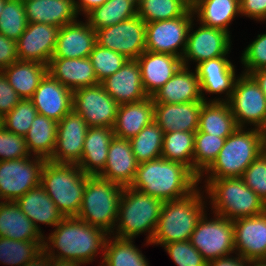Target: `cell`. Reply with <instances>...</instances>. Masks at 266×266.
Here are the masks:
<instances>
[{"instance_id": "obj_45", "label": "cell", "mask_w": 266, "mask_h": 266, "mask_svg": "<svg viewBox=\"0 0 266 266\" xmlns=\"http://www.w3.org/2000/svg\"><path fill=\"white\" fill-rule=\"evenodd\" d=\"M99 83L117 72L129 59L96 44L89 56Z\"/></svg>"}, {"instance_id": "obj_46", "label": "cell", "mask_w": 266, "mask_h": 266, "mask_svg": "<svg viewBox=\"0 0 266 266\" xmlns=\"http://www.w3.org/2000/svg\"><path fill=\"white\" fill-rule=\"evenodd\" d=\"M37 114L38 112L30 99H21L17 105L3 117V127L16 135L25 137Z\"/></svg>"}, {"instance_id": "obj_30", "label": "cell", "mask_w": 266, "mask_h": 266, "mask_svg": "<svg viewBox=\"0 0 266 266\" xmlns=\"http://www.w3.org/2000/svg\"><path fill=\"white\" fill-rule=\"evenodd\" d=\"M154 121V101L152 97L144 100L119 105L114 136L130 139L136 136L145 126Z\"/></svg>"}, {"instance_id": "obj_13", "label": "cell", "mask_w": 266, "mask_h": 266, "mask_svg": "<svg viewBox=\"0 0 266 266\" xmlns=\"http://www.w3.org/2000/svg\"><path fill=\"white\" fill-rule=\"evenodd\" d=\"M190 7L182 16L146 23V50L154 53L172 54L182 59L186 45L192 15ZM183 47L178 52V47Z\"/></svg>"}, {"instance_id": "obj_41", "label": "cell", "mask_w": 266, "mask_h": 266, "mask_svg": "<svg viewBox=\"0 0 266 266\" xmlns=\"http://www.w3.org/2000/svg\"><path fill=\"white\" fill-rule=\"evenodd\" d=\"M138 15L146 22L182 16L191 4L187 0H137Z\"/></svg>"}, {"instance_id": "obj_27", "label": "cell", "mask_w": 266, "mask_h": 266, "mask_svg": "<svg viewBox=\"0 0 266 266\" xmlns=\"http://www.w3.org/2000/svg\"><path fill=\"white\" fill-rule=\"evenodd\" d=\"M28 23H45L59 28L76 21L74 0H23Z\"/></svg>"}, {"instance_id": "obj_21", "label": "cell", "mask_w": 266, "mask_h": 266, "mask_svg": "<svg viewBox=\"0 0 266 266\" xmlns=\"http://www.w3.org/2000/svg\"><path fill=\"white\" fill-rule=\"evenodd\" d=\"M145 93L152 97L182 66V59L172 54L145 50L137 59Z\"/></svg>"}, {"instance_id": "obj_51", "label": "cell", "mask_w": 266, "mask_h": 266, "mask_svg": "<svg viewBox=\"0 0 266 266\" xmlns=\"http://www.w3.org/2000/svg\"><path fill=\"white\" fill-rule=\"evenodd\" d=\"M22 98L9 84L7 78L0 71V115L4 117Z\"/></svg>"}, {"instance_id": "obj_31", "label": "cell", "mask_w": 266, "mask_h": 266, "mask_svg": "<svg viewBox=\"0 0 266 266\" xmlns=\"http://www.w3.org/2000/svg\"><path fill=\"white\" fill-rule=\"evenodd\" d=\"M0 237L18 241H44L41 231L22 212L16 201L0 202Z\"/></svg>"}, {"instance_id": "obj_57", "label": "cell", "mask_w": 266, "mask_h": 266, "mask_svg": "<svg viewBox=\"0 0 266 266\" xmlns=\"http://www.w3.org/2000/svg\"><path fill=\"white\" fill-rule=\"evenodd\" d=\"M250 75L259 84L261 90L266 96V68L256 69L255 71L251 72Z\"/></svg>"}, {"instance_id": "obj_54", "label": "cell", "mask_w": 266, "mask_h": 266, "mask_svg": "<svg viewBox=\"0 0 266 266\" xmlns=\"http://www.w3.org/2000/svg\"><path fill=\"white\" fill-rule=\"evenodd\" d=\"M251 265V261L245 260L242 257H223L220 259H215V260H211L208 261L206 266H246L245 264H249Z\"/></svg>"}, {"instance_id": "obj_60", "label": "cell", "mask_w": 266, "mask_h": 266, "mask_svg": "<svg viewBox=\"0 0 266 266\" xmlns=\"http://www.w3.org/2000/svg\"><path fill=\"white\" fill-rule=\"evenodd\" d=\"M262 152L266 156V137H262Z\"/></svg>"}, {"instance_id": "obj_4", "label": "cell", "mask_w": 266, "mask_h": 266, "mask_svg": "<svg viewBox=\"0 0 266 266\" xmlns=\"http://www.w3.org/2000/svg\"><path fill=\"white\" fill-rule=\"evenodd\" d=\"M203 204L198 189L186 197L164 202L151 243L164 246L188 241L204 214Z\"/></svg>"}, {"instance_id": "obj_44", "label": "cell", "mask_w": 266, "mask_h": 266, "mask_svg": "<svg viewBox=\"0 0 266 266\" xmlns=\"http://www.w3.org/2000/svg\"><path fill=\"white\" fill-rule=\"evenodd\" d=\"M23 0H6L0 14V34L17 41L27 27Z\"/></svg>"}, {"instance_id": "obj_50", "label": "cell", "mask_w": 266, "mask_h": 266, "mask_svg": "<svg viewBox=\"0 0 266 266\" xmlns=\"http://www.w3.org/2000/svg\"><path fill=\"white\" fill-rule=\"evenodd\" d=\"M242 55V64L247 68L245 74L266 68V34L258 35Z\"/></svg>"}, {"instance_id": "obj_19", "label": "cell", "mask_w": 266, "mask_h": 266, "mask_svg": "<svg viewBox=\"0 0 266 266\" xmlns=\"http://www.w3.org/2000/svg\"><path fill=\"white\" fill-rule=\"evenodd\" d=\"M30 100L38 114L59 122L72 110L73 91L47 73Z\"/></svg>"}, {"instance_id": "obj_48", "label": "cell", "mask_w": 266, "mask_h": 266, "mask_svg": "<svg viewBox=\"0 0 266 266\" xmlns=\"http://www.w3.org/2000/svg\"><path fill=\"white\" fill-rule=\"evenodd\" d=\"M242 179L266 204V156L263 152L247 167Z\"/></svg>"}, {"instance_id": "obj_7", "label": "cell", "mask_w": 266, "mask_h": 266, "mask_svg": "<svg viewBox=\"0 0 266 266\" xmlns=\"http://www.w3.org/2000/svg\"><path fill=\"white\" fill-rule=\"evenodd\" d=\"M255 129V130H254ZM237 128L224 142L217 158L205 170L209 179L242 177L247 167L262 153V130Z\"/></svg>"}, {"instance_id": "obj_24", "label": "cell", "mask_w": 266, "mask_h": 266, "mask_svg": "<svg viewBox=\"0 0 266 266\" xmlns=\"http://www.w3.org/2000/svg\"><path fill=\"white\" fill-rule=\"evenodd\" d=\"M96 44V31L89 23L75 21L59 28L52 58H87Z\"/></svg>"}, {"instance_id": "obj_5", "label": "cell", "mask_w": 266, "mask_h": 266, "mask_svg": "<svg viewBox=\"0 0 266 266\" xmlns=\"http://www.w3.org/2000/svg\"><path fill=\"white\" fill-rule=\"evenodd\" d=\"M163 201L130 186L123 188L117 213L119 221L115 237L133 239L142 232H149L147 243L151 244Z\"/></svg>"}, {"instance_id": "obj_2", "label": "cell", "mask_w": 266, "mask_h": 266, "mask_svg": "<svg viewBox=\"0 0 266 266\" xmlns=\"http://www.w3.org/2000/svg\"><path fill=\"white\" fill-rule=\"evenodd\" d=\"M55 227V231L48 239L53 248L60 250L59 254L55 256L49 249L51 245L45 241L43 249L52 258L59 260L76 261L81 264L92 262L98 249L105 248L108 239L106 231L77 217H64Z\"/></svg>"}, {"instance_id": "obj_42", "label": "cell", "mask_w": 266, "mask_h": 266, "mask_svg": "<svg viewBox=\"0 0 266 266\" xmlns=\"http://www.w3.org/2000/svg\"><path fill=\"white\" fill-rule=\"evenodd\" d=\"M227 137H218L201 131L195 132L193 173L200 181L205 172L217 158Z\"/></svg>"}, {"instance_id": "obj_62", "label": "cell", "mask_w": 266, "mask_h": 266, "mask_svg": "<svg viewBox=\"0 0 266 266\" xmlns=\"http://www.w3.org/2000/svg\"><path fill=\"white\" fill-rule=\"evenodd\" d=\"M262 135H263V137H266V125H265V127L262 129Z\"/></svg>"}, {"instance_id": "obj_47", "label": "cell", "mask_w": 266, "mask_h": 266, "mask_svg": "<svg viewBox=\"0 0 266 266\" xmlns=\"http://www.w3.org/2000/svg\"><path fill=\"white\" fill-rule=\"evenodd\" d=\"M178 266H206L207 261L190 241H177L163 246Z\"/></svg>"}, {"instance_id": "obj_8", "label": "cell", "mask_w": 266, "mask_h": 266, "mask_svg": "<svg viewBox=\"0 0 266 266\" xmlns=\"http://www.w3.org/2000/svg\"><path fill=\"white\" fill-rule=\"evenodd\" d=\"M123 186L96 176L87 175L86 187L78 219L112 233Z\"/></svg>"}, {"instance_id": "obj_26", "label": "cell", "mask_w": 266, "mask_h": 266, "mask_svg": "<svg viewBox=\"0 0 266 266\" xmlns=\"http://www.w3.org/2000/svg\"><path fill=\"white\" fill-rule=\"evenodd\" d=\"M48 73L72 91L99 84L89 57L51 58Z\"/></svg>"}, {"instance_id": "obj_25", "label": "cell", "mask_w": 266, "mask_h": 266, "mask_svg": "<svg viewBox=\"0 0 266 266\" xmlns=\"http://www.w3.org/2000/svg\"><path fill=\"white\" fill-rule=\"evenodd\" d=\"M196 70L192 73L186 66L177 72L152 96L154 103H185L205 101Z\"/></svg>"}, {"instance_id": "obj_18", "label": "cell", "mask_w": 266, "mask_h": 266, "mask_svg": "<svg viewBox=\"0 0 266 266\" xmlns=\"http://www.w3.org/2000/svg\"><path fill=\"white\" fill-rule=\"evenodd\" d=\"M191 27L192 23L188 31L186 49L182 57L183 66L187 67L188 63L186 62L189 59L195 60L199 64L205 60L226 56L231 47L228 32L201 24L200 28L191 33Z\"/></svg>"}, {"instance_id": "obj_40", "label": "cell", "mask_w": 266, "mask_h": 266, "mask_svg": "<svg viewBox=\"0 0 266 266\" xmlns=\"http://www.w3.org/2000/svg\"><path fill=\"white\" fill-rule=\"evenodd\" d=\"M164 132L153 121L145 126L136 136L129 139L132 152L138 163L161 157Z\"/></svg>"}, {"instance_id": "obj_37", "label": "cell", "mask_w": 266, "mask_h": 266, "mask_svg": "<svg viewBox=\"0 0 266 266\" xmlns=\"http://www.w3.org/2000/svg\"><path fill=\"white\" fill-rule=\"evenodd\" d=\"M138 15L137 0H107L86 16L89 25L96 31L128 20Z\"/></svg>"}, {"instance_id": "obj_34", "label": "cell", "mask_w": 266, "mask_h": 266, "mask_svg": "<svg viewBox=\"0 0 266 266\" xmlns=\"http://www.w3.org/2000/svg\"><path fill=\"white\" fill-rule=\"evenodd\" d=\"M224 100H214L202 105L197 131L218 137H228L237 128L229 104Z\"/></svg>"}, {"instance_id": "obj_58", "label": "cell", "mask_w": 266, "mask_h": 266, "mask_svg": "<svg viewBox=\"0 0 266 266\" xmlns=\"http://www.w3.org/2000/svg\"><path fill=\"white\" fill-rule=\"evenodd\" d=\"M81 263L69 260H59L52 258V266H80Z\"/></svg>"}, {"instance_id": "obj_15", "label": "cell", "mask_w": 266, "mask_h": 266, "mask_svg": "<svg viewBox=\"0 0 266 266\" xmlns=\"http://www.w3.org/2000/svg\"><path fill=\"white\" fill-rule=\"evenodd\" d=\"M89 126L73 109L58 122L56 145L48 161L59 164H78Z\"/></svg>"}, {"instance_id": "obj_9", "label": "cell", "mask_w": 266, "mask_h": 266, "mask_svg": "<svg viewBox=\"0 0 266 266\" xmlns=\"http://www.w3.org/2000/svg\"><path fill=\"white\" fill-rule=\"evenodd\" d=\"M239 128L251 123L262 130L266 125V96L250 74L236 79L230 98L225 100Z\"/></svg>"}, {"instance_id": "obj_38", "label": "cell", "mask_w": 266, "mask_h": 266, "mask_svg": "<svg viewBox=\"0 0 266 266\" xmlns=\"http://www.w3.org/2000/svg\"><path fill=\"white\" fill-rule=\"evenodd\" d=\"M132 242V239L118 237H114L113 242L106 240L101 266H149L144 255Z\"/></svg>"}, {"instance_id": "obj_17", "label": "cell", "mask_w": 266, "mask_h": 266, "mask_svg": "<svg viewBox=\"0 0 266 266\" xmlns=\"http://www.w3.org/2000/svg\"><path fill=\"white\" fill-rule=\"evenodd\" d=\"M234 247L248 261L266 260V210L256 216L233 220Z\"/></svg>"}, {"instance_id": "obj_49", "label": "cell", "mask_w": 266, "mask_h": 266, "mask_svg": "<svg viewBox=\"0 0 266 266\" xmlns=\"http://www.w3.org/2000/svg\"><path fill=\"white\" fill-rule=\"evenodd\" d=\"M29 154L23 136L16 135L4 127L0 128V160L26 158Z\"/></svg>"}, {"instance_id": "obj_33", "label": "cell", "mask_w": 266, "mask_h": 266, "mask_svg": "<svg viewBox=\"0 0 266 266\" xmlns=\"http://www.w3.org/2000/svg\"><path fill=\"white\" fill-rule=\"evenodd\" d=\"M2 72L22 99H30L48 73V66L34 61L17 60Z\"/></svg>"}, {"instance_id": "obj_16", "label": "cell", "mask_w": 266, "mask_h": 266, "mask_svg": "<svg viewBox=\"0 0 266 266\" xmlns=\"http://www.w3.org/2000/svg\"><path fill=\"white\" fill-rule=\"evenodd\" d=\"M59 27L45 23H28L26 30L16 41L20 61L49 64L53 56Z\"/></svg>"}, {"instance_id": "obj_64", "label": "cell", "mask_w": 266, "mask_h": 266, "mask_svg": "<svg viewBox=\"0 0 266 266\" xmlns=\"http://www.w3.org/2000/svg\"><path fill=\"white\" fill-rule=\"evenodd\" d=\"M190 4H192V2L194 1V0H187Z\"/></svg>"}, {"instance_id": "obj_22", "label": "cell", "mask_w": 266, "mask_h": 266, "mask_svg": "<svg viewBox=\"0 0 266 266\" xmlns=\"http://www.w3.org/2000/svg\"><path fill=\"white\" fill-rule=\"evenodd\" d=\"M205 102L154 103V121L164 133L174 131L196 132L199 126L200 111Z\"/></svg>"}, {"instance_id": "obj_55", "label": "cell", "mask_w": 266, "mask_h": 266, "mask_svg": "<svg viewBox=\"0 0 266 266\" xmlns=\"http://www.w3.org/2000/svg\"><path fill=\"white\" fill-rule=\"evenodd\" d=\"M77 2L74 0L75 9L78 12L84 11L86 15L92 11L94 8L100 7L103 5L107 0H79Z\"/></svg>"}, {"instance_id": "obj_23", "label": "cell", "mask_w": 266, "mask_h": 266, "mask_svg": "<svg viewBox=\"0 0 266 266\" xmlns=\"http://www.w3.org/2000/svg\"><path fill=\"white\" fill-rule=\"evenodd\" d=\"M138 164L129 139L114 136L108 148L105 167L98 176L123 187L131 186Z\"/></svg>"}, {"instance_id": "obj_35", "label": "cell", "mask_w": 266, "mask_h": 266, "mask_svg": "<svg viewBox=\"0 0 266 266\" xmlns=\"http://www.w3.org/2000/svg\"><path fill=\"white\" fill-rule=\"evenodd\" d=\"M193 12L198 14L202 25L222 29L229 33V23L240 12V0H194Z\"/></svg>"}, {"instance_id": "obj_59", "label": "cell", "mask_w": 266, "mask_h": 266, "mask_svg": "<svg viewBox=\"0 0 266 266\" xmlns=\"http://www.w3.org/2000/svg\"><path fill=\"white\" fill-rule=\"evenodd\" d=\"M251 266H266V260L252 261Z\"/></svg>"}, {"instance_id": "obj_28", "label": "cell", "mask_w": 266, "mask_h": 266, "mask_svg": "<svg viewBox=\"0 0 266 266\" xmlns=\"http://www.w3.org/2000/svg\"><path fill=\"white\" fill-rule=\"evenodd\" d=\"M114 138L111 127H89L84 140L80 162L82 171L90 176L99 175L106 164L108 148Z\"/></svg>"}, {"instance_id": "obj_10", "label": "cell", "mask_w": 266, "mask_h": 266, "mask_svg": "<svg viewBox=\"0 0 266 266\" xmlns=\"http://www.w3.org/2000/svg\"><path fill=\"white\" fill-rule=\"evenodd\" d=\"M216 216L208 221L203 214L189 239L207 262L227 257L235 250L233 220Z\"/></svg>"}, {"instance_id": "obj_56", "label": "cell", "mask_w": 266, "mask_h": 266, "mask_svg": "<svg viewBox=\"0 0 266 266\" xmlns=\"http://www.w3.org/2000/svg\"><path fill=\"white\" fill-rule=\"evenodd\" d=\"M24 266H52V257L43 249Z\"/></svg>"}, {"instance_id": "obj_12", "label": "cell", "mask_w": 266, "mask_h": 266, "mask_svg": "<svg viewBox=\"0 0 266 266\" xmlns=\"http://www.w3.org/2000/svg\"><path fill=\"white\" fill-rule=\"evenodd\" d=\"M28 158L0 160V199L17 201L40 184L46 159L35 156L36 159L30 161Z\"/></svg>"}, {"instance_id": "obj_29", "label": "cell", "mask_w": 266, "mask_h": 266, "mask_svg": "<svg viewBox=\"0 0 266 266\" xmlns=\"http://www.w3.org/2000/svg\"><path fill=\"white\" fill-rule=\"evenodd\" d=\"M196 73L201 91L224 93L230 98L236 82L235 69L227 57H217L197 64Z\"/></svg>"}, {"instance_id": "obj_53", "label": "cell", "mask_w": 266, "mask_h": 266, "mask_svg": "<svg viewBox=\"0 0 266 266\" xmlns=\"http://www.w3.org/2000/svg\"><path fill=\"white\" fill-rule=\"evenodd\" d=\"M240 12L256 20H265L266 0H240Z\"/></svg>"}, {"instance_id": "obj_32", "label": "cell", "mask_w": 266, "mask_h": 266, "mask_svg": "<svg viewBox=\"0 0 266 266\" xmlns=\"http://www.w3.org/2000/svg\"><path fill=\"white\" fill-rule=\"evenodd\" d=\"M16 202L39 231L37 222L56 226L64 218L41 184L27 191Z\"/></svg>"}, {"instance_id": "obj_36", "label": "cell", "mask_w": 266, "mask_h": 266, "mask_svg": "<svg viewBox=\"0 0 266 266\" xmlns=\"http://www.w3.org/2000/svg\"><path fill=\"white\" fill-rule=\"evenodd\" d=\"M57 128V121L37 114L24 137L28 152L48 160L55 149Z\"/></svg>"}, {"instance_id": "obj_61", "label": "cell", "mask_w": 266, "mask_h": 266, "mask_svg": "<svg viewBox=\"0 0 266 266\" xmlns=\"http://www.w3.org/2000/svg\"><path fill=\"white\" fill-rule=\"evenodd\" d=\"M5 2H6V0H0V14L3 11V9H4Z\"/></svg>"}, {"instance_id": "obj_20", "label": "cell", "mask_w": 266, "mask_h": 266, "mask_svg": "<svg viewBox=\"0 0 266 266\" xmlns=\"http://www.w3.org/2000/svg\"><path fill=\"white\" fill-rule=\"evenodd\" d=\"M101 84L119 105L138 102L148 97L144 91L137 60H128Z\"/></svg>"}, {"instance_id": "obj_6", "label": "cell", "mask_w": 266, "mask_h": 266, "mask_svg": "<svg viewBox=\"0 0 266 266\" xmlns=\"http://www.w3.org/2000/svg\"><path fill=\"white\" fill-rule=\"evenodd\" d=\"M207 193L215 215L235 220L263 213L266 204L250 189L242 177L207 179Z\"/></svg>"}, {"instance_id": "obj_63", "label": "cell", "mask_w": 266, "mask_h": 266, "mask_svg": "<svg viewBox=\"0 0 266 266\" xmlns=\"http://www.w3.org/2000/svg\"><path fill=\"white\" fill-rule=\"evenodd\" d=\"M3 127V117L0 115V128Z\"/></svg>"}, {"instance_id": "obj_39", "label": "cell", "mask_w": 266, "mask_h": 266, "mask_svg": "<svg viewBox=\"0 0 266 266\" xmlns=\"http://www.w3.org/2000/svg\"><path fill=\"white\" fill-rule=\"evenodd\" d=\"M195 132L164 133L161 157L184 164L193 172Z\"/></svg>"}, {"instance_id": "obj_11", "label": "cell", "mask_w": 266, "mask_h": 266, "mask_svg": "<svg viewBox=\"0 0 266 266\" xmlns=\"http://www.w3.org/2000/svg\"><path fill=\"white\" fill-rule=\"evenodd\" d=\"M96 42L129 60H136L146 50V22L139 16L96 30Z\"/></svg>"}, {"instance_id": "obj_3", "label": "cell", "mask_w": 266, "mask_h": 266, "mask_svg": "<svg viewBox=\"0 0 266 266\" xmlns=\"http://www.w3.org/2000/svg\"><path fill=\"white\" fill-rule=\"evenodd\" d=\"M87 174L77 164L45 161L40 184L64 217H76L80 210Z\"/></svg>"}, {"instance_id": "obj_14", "label": "cell", "mask_w": 266, "mask_h": 266, "mask_svg": "<svg viewBox=\"0 0 266 266\" xmlns=\"http://www.w3.org/2000/svg\"><path fill=\"white\" fill-rule=\"evenodd\" d=\"M72 103V109L89 127H114L119 104L101 83L74 90Z\"/></svg>"}, {"instance_id": "obj_43", "label": "cell", "mask_w": 266, "mask_h": 266, "mask_svg": "<svg viewBox=\"0 0 266 266\" xmlns=\"http://www.w3.org/2000/svg\"><path fill=\"white\" fill-rule=\"evenodd\" d=\"M44 241H18L0 237V261L24 266L43 250Z\"/></svg>"}, {"instance_id": "obj_1", "label": "cell", "mask_w": 266, "mask_h": 266, "mask_svg": "<svg viewBox=\"0 0 266 266\" xmlns=\"http://www.w3.org/2000/svg\"><path fill=\"white\" fill-rule=\"evenodd\" d=\"M198 182L184 164L160 157L139 163L130 187L166 202L186 197Z\"/></svg>"}, {"instance_id": "obj_52", "label": "cell", "mask_w": 266, "mask_h": 266, "mask_svg": "<svg viewBox=\"0 0 266 266\" xmlns=\"http://www.w3.org/2000/svg\"><path fill=\"white\" fill-rule=\"evenodd\" d=\"M19 60L17 56L16 41L0 34V71Z\"/></svg>"}]
</instances>
